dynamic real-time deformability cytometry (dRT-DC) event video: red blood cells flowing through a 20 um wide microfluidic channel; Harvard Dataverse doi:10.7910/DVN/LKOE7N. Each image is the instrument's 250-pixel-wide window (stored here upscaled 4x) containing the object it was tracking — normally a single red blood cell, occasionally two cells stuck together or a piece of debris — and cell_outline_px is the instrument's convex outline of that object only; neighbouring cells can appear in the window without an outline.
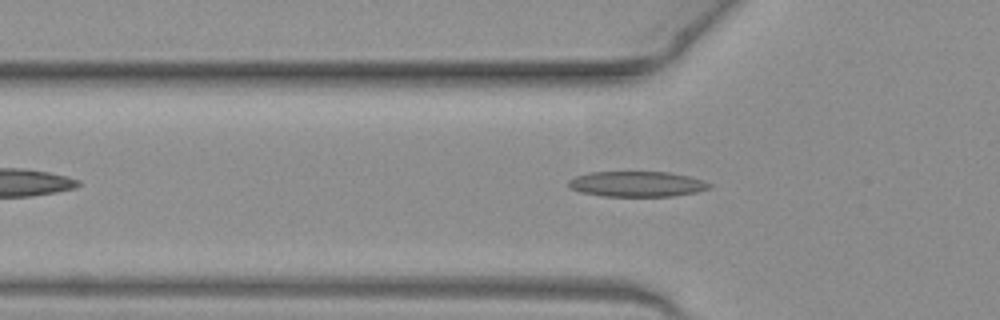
{"species": "common noctule bat (a hibernating species)", "species_latin": "Nyctalus noctula", "temperature_condition": "warm", "stored_images_in_passage": 21, "camera_frame_rate_fps": 3000, "um_per_image_px": 0.085, "animal": {"sex": "female", "body_mass_g": 19.3, "forearm_length_mm": 54.1}, "frame": {"image": 1, "passage_image": 6, "time_ms": 1.667, "image_size_px": [1000, 320], "cell_outline_px": [[712, 188], [696, 192], [672, 196], [600, 196], [580, 192], [572, 188], [568, 184], [568, 180], [576, 176], [588, 172], [668, 172], [688, 176], [712, 184]], "centroid_in_image_um": [54.12, 15.64], "position_along_channel_um": 71.7, "area_um2": 20.81}}
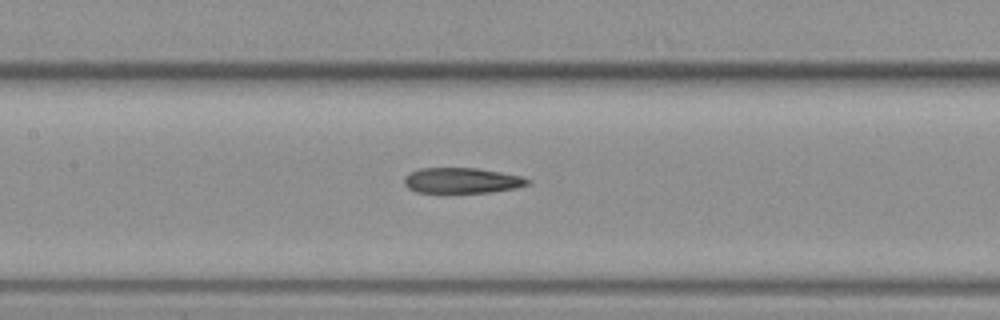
{"frame": {"image": 2, "passage_image": 13, "time_ms": 4.0, "image_size_px": [1000, 320], "cell_outline_px": [[532, 180], [528, 184], [516, 188], [488, 192], [416, 192], [408, 188], [404, 184], [404, 176], [408, 172], [420, 168], [476, 168], [500, 172], [520, 176]], "centroid_in_image_um": [39.22, 15.33], "position_along_channel_um": 168.2, "area_um2": 18.26}}
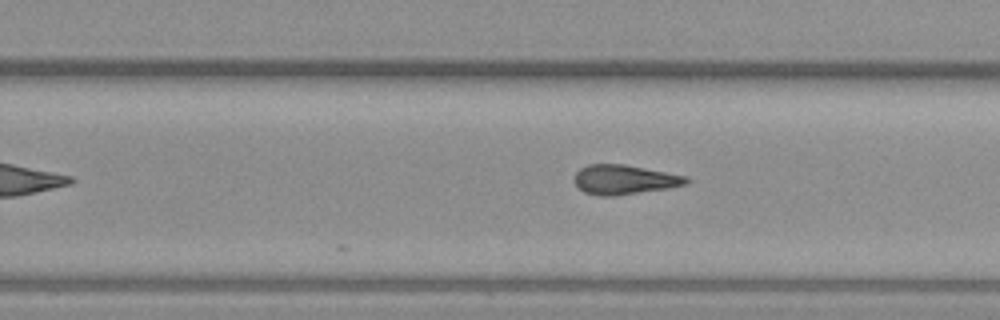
{"frame": {"image": 3, "passage_image": 21, "time_ms": 6.667, "image_size_px": [1000, 320], "cell_outline_px": [[692, 180], [684, 184], [668, 188], [612, 196], [600, 196], [584, 192], [576, 184], [576, 172], [580, 168], [588, 164], [624, 164], [688, 176]], "centroid_in_image_um": [53.09, 15.26], "position_along_channel_um": 276.7, "area_um2": 19.07}}